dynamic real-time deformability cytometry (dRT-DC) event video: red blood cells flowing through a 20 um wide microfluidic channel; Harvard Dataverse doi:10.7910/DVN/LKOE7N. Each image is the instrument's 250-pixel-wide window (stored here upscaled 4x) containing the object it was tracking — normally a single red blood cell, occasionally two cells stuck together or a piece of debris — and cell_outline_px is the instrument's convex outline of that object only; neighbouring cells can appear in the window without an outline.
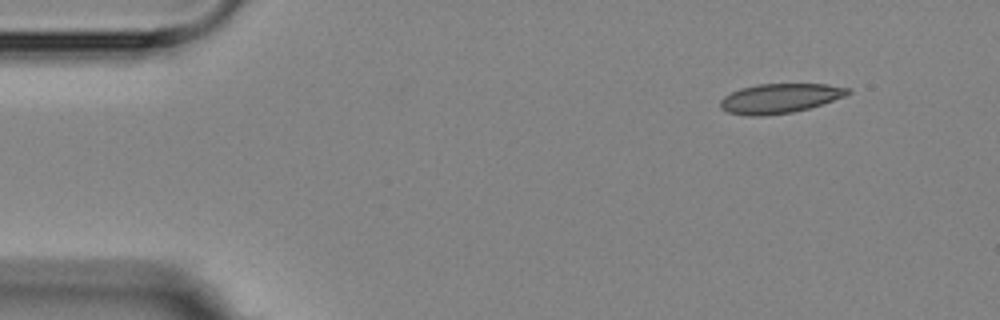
{"species": "Egyptian fruit bat (a non-hibernating species)", "species_latin": "Rousettus aegyptiacus", "temperature_condition": "room temperature", "stored_images_in_passage": 4, "camera_frame_rate_fps": 3000, "um_per_image_px": 0.085, "animal": {"sex": "female"}, "frame": {"image": 1, "passage_image": 1, "time_ms": 0.0, "image_size_px": [1000, 320], "cell_outline_px": [[852, 92], [844, 96], [808, 108], [792, 112], [764, 116], [744, 116], [728, 112], [720, 108], [720, 100], [724, 96], [740, 88], [756, 84], [828, 84], [852, 88]], "centroid_in_image_um": [66.26, 8.36], "position_along_channel_um": 18.7, "area_um2": 22.02}}
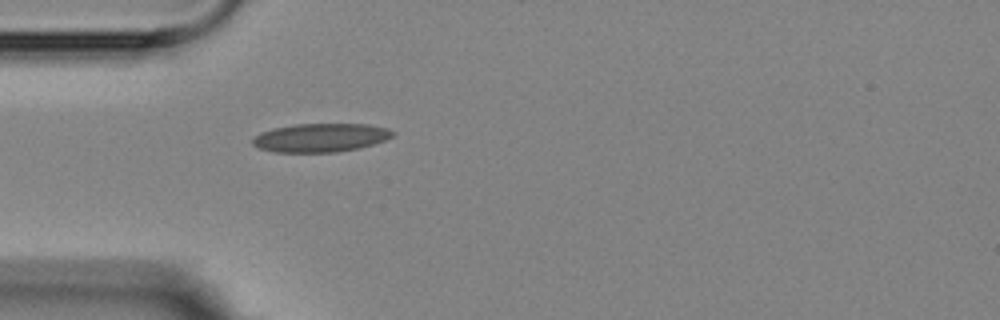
{"frame": {"image": 2, "passage_image": 4, "time_ms": 3.333, "image_size_px": [1000, 320], "cell_outline_px": [[396, 132], [392, 136], [384, 140], [360, 148], [336, 152], [276, 152], [260, 148], [252, 144], [252, 140], [260, 132], [272, 128], [296, 124], [368, 124], [388, 128]], "centroid_in_image_um": [27.26, 11.69], "position_along_channel_um": 57.7, "area_um2": 23.29}}